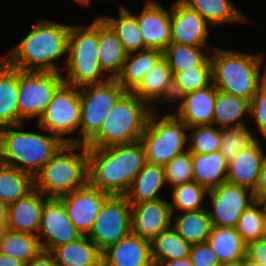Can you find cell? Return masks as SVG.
Listing matches in <instances>:
<instances>
[{"label":"cell","mask_w":266,"mask_h":266,"mask_svg":"<svg viewBox=\"0 0 266 266\" xmlns=\"http://www.w3.org/2000/svg\"><path fill=\"white\" fill-rule=\"evenodd\" d=\"M145 163L140 141L88 148V183L109 195L125 196Z\"/></svg>","instance_id":"6da1fadb"},{"label":"cell","mask_w":266,"mask_h":266,"mask_svg":"<svg viewBox=\"0 0 266 266\" xmlns=\"http://www.w3.org/2000/svg\"><path fill=\"white\" fill-rule=\"evenodd\" d=\"M70 25L40 20L3 58L25 71L60 72L56 62L67 56Z\"/></svg>","instance_id":"7a4b0ae2"},{"label":"cell","mask_w":266,"mask_h":266,"mask_svg":"<svg viewBox=\"0 0 266 266\" xmlns=\"http://www.w3.org/2000/svg\"><path fill=\"white\" fill-rule=\"evenodd\" d=\"M212 84L222 92L244 98L249 102L266 81V70L260 54H243L211 47Z\"/></svg>","instance_id":"3957f363"},{"label":"cell","mask_w":266,"mask_h":266,"mask_svg":"<svg viewBox=\"0 0 266 266\" xmlns=\"http://www.w3.org/2000/svg\"><path fill=\"white\" fill-rule=\"evenodd\" d=\"M24 126L0 128V162L35 177L64 142L40 126L46 135L23 131Z\"/></svg>","instance_id":"277c9868"},{"label":"cell","mask_w":266,"mask_h":266,"mask_svg":"<svg viewBox=\"0 0 266 266\" xmlns=\"http://www.w3.org/2000/svg\"><path fill=\"white\" fill-rule=\"evenodd\" d=\"M34 181L35 189L49 198L84 187L88 183V148L85 144L64 143Z\"/></svg>","instance_id":"5b68a950"},{"label":"cell","mask_w":266,"mask_h":266,"mask_svg":"<svg viewBox=\"0 0 266 266\" xmlns=\"http://www.w3.org/2000/svg\"><path fill=\"white\" fill-rule=\"evenodd\" d=\"M152 110L133 92L127 91L110 110L99 131L85 146L104 148L140 141Z\"/></svg>","instance_id":"8992f818"},{"label":"cell","mask_w":266,"mask_h":266,"mask_svg":"<svg viewBox=\"0 0 266 266\" xmlns=\"http://www.w3.org/2000/svg\"><path fill=\"white\" fill-rule=\"evenodd\" d=\"M98 17L85 25H70L68 38V51L66 57L67 70L63 81L76 87L102 83L110 77L105 76L99 66L98 55Z\"/></svg>","instance_id":"52a82bcc"},{"label":"cell","mask_w":266,"mask_h":266,"mask_svg":"<svg viewBox=\"0 0 266 266\" xmlns=\"http://www.w3.org/2000/svg\"><path fill=\"white\" fill-rule=\"evenodd\" d=\"M157 112V109L150 112L140 142L146 162L165 166L176 155L188 150V127L173 113L162 116Z\"/></svg>","instance_id":"ba28073f"},{"label":"cell","mask_w":266,"mask_h":266,"mask_svg":"<svg viewBox=\"0 0 266 266\" xmlns=\"http://www.w3.org/2000/svg\"><path fill=\"white\" fill-rule=\"evenodd\" d=\"M115 78L80 87L81 137H71V143L86 144L101 128L118 100L126 93Z\"/></svg>","instance_id":"9c48e42d"},{"label":"cell","mask_w":266,"mask_h":266,"mask_svg":"<svg viewBox=\"0 0 266 266\" xmlns=\"http://www.w3.org/2000/svg\"><path fill=\"white\" fill-rule=\"evenodd\" d=\"M62 75L59 72L18 69V125L33 117L39 120L55 91L64 82Z\"/></svg>","instance_id":"30bf717a"},{"label":"cell","mask_w":266,"mask_h":266,"mask_svg":"<svg viewBox=\"0 0 266 266\" xmlns=\"http://www.w3.org/2000/svg\"><path fill=\"white\" fill-rule=\"evenodd\" d=\"M80 121V87L63 82L55 91L43 115L36 122L38 126L57 136L62 142L71 143V138L63 135L79 130Z\"/></svg>","instance_id":"8fae6325"},{"label":"cell","mask_w":266,"mask_h":266,"mask_svg":"<svg viewBox=\"0 0 266 266\" xmlns=\"http://www.w3.org/2000/svg\"><path fill=\"white\" fill-rule=\"evenodd\" d=\"M131 233V207L126 196L110 195L87 234L101 251Z\"/></svg>","instance_id":"7c38bea8"},{"label":"cell","mask_w":266,"mask_h":266,"mask_svg":"<svg viewBox=\"0 0 266 266\" xmlns=\"http://www.w3.org/2000/svg\"><path fill=\"white\" fill-rule=\"evenodd\" d=\"M213 211H208L212 225L220 227H236L244 210L255 200L253 191L239 185L222 183L208 190Z\"/></svg>","instance_id":"4fadbf2b"},{"label":"cell","mask_w":266,"mask_h":266,"mask_svg":"<svg viewBox=\"0 0 266 266\" xmlns=\"http://www.w3.org/2000/svg\"><path fill=\"white\" fill-rule=\"evenodd\" d=\"M37 236L42 249L51 252L60 245L76 240L82 234L69 219L63 203L58 198H49L44 203Z\"/></svg>","instance_id":"5bb4252c"},{"label":"cell","mask_w":266,"mask_h":266,"mask_svg":"<svg viewBox=\"0 0 266 266\" xmlns=\"http://www.w3.org/2000/svg\"><path fill=\"white\" fill-rule=\"evenodd\" d=\"M110 195L87 183L84 187L63 194L58 199L67 210L69 219L82 235H87L104 201Z\"/></svg>","instance_id":"9a60e30c"},{"label":"cell","mask_w":266,"mask_h":266,"mask_svg":"<svg viewBox=\"0 0 266 266\" xmlns=\"http://www.w3.org/2000/svg\"><path fill=\"white\" fill-rule=\"evenodd\" d=\"M170 21L171 43L189 46H209L207 43L208 30L212 26L182 0L172 3Z\"/></svg>","instance_id":"2e32d148"},{"label":"cell","mask_w":266,"mask_h":266,"mask_svg":"<svg viewBox=\"0 0 266 266\" xmlns=\"http://www.w3.org/2000/svg\"><path fill=\"white\" fill-rule=\"evenodd\" d=\"M131 233L152 241L172 226L170 202L163 198L130 205Z\"/></svg>","instance_id":"e0dca14e"},{"label":"cell","mask_w":266,"mask_h":266,"mask_svg":"<svg viewBox=\"0 0 266 266\" xmlns=\"http://www.w3.org/2000/svg\"><path fill=\"white\" fill-rule=\"evenodd\" d=\"M134 15L149 49L164 51L171 44L170 9L166 10L155 0H146L140 14Z\"/></svg>","instance_id":"ac0fdd59"},{"label":"cell","mask_w":266,"mask_h":266,"mask_svg":"<svg viewBox=\"0 0 266 266\" xmlns=\"http://www.w3.org/2000/svg\"><path fill=\"white\" fill-rule=\"evenodd\" d=\"M102 266H154L150 241L128 234L102 251Z\"/></svg>","instance_id":"d6986e66"},{"label":"cell","mask_w":266,"mask_h":266,"mask_svg":"<svg viewBox=\"0 0 266 266\" xmlns=\"http://www.w3.org/2000/svg\"><path fill=\"white\" fill-rule=\"evenodd\" d=\"M217 88L211 84L203 89L181 96L175 103L174 113L188 128L212 125Z\"/></svg>","instance_id":"ffe728a7"},{"label":"cell","mask_w":266,"mask_h":266,"mask_svg":"<svg viewBox=\"0 0 266 266\" xmlns=\"http://www.w3.org/2000/svg\"><path fill=\"white\" fill-rule=\"evenodd\" d=\"M132 92L151 109H156L157 107L152 106L165 102L171 106L173 74L164 57L157 61Z\"/></svg>","instance_id":"44dd1931"},{"label":"cell","mask_w":266,"mask_h":266,"mask_svg":"<svg viewBox=\"0 0 266 266\" xmlns=\"http://www.w3.org/2000/svg\"><path fill=\"white\" fill-rule=\"evenodd\" d=\"M48 199L49 197L34 189L26 197L8 205L9 230L37 235L44 203Z\"/></svg>","instance_id":"7402d4cb"},{"label":"cell","mask_w":266,"mask_h":266,"mask_svg":"<svg viewBox=\"0 0 266 266\" xmlns=\"http://www.w3.org/2000/svg\"><path fill=\"white\" fill-rule=\"evenodd\" d=\"M266 152L256 139L228 163L227 183L244 186L253 191L263 166Z\"/></svg>","instance_id":"603a6c76"},{"label":"cell","mask_w":266,"mask_h":266,"mask_svg":"<svg viewBox=\"0 0 266 266\" xmlns=\"http://www.w3.org/2000/svg\"><path fill=\"white\" fill-rule=\"evenodd\" d=\"M51 253L58 266H102V251L87 235L56 247Z\"/></svg>","instance_id":"cb8c5ba5"},{"label":"cell","mask_w":266,"mask_h":266,"mask_svg":"<svg viewBox=\"0 0 266 266\" xmlns=\"http://www.w3.org/2000/svg\"><path fill=\"white\" fill-rule=\"evenodd\" d=\"M162 57L163 51L159 49L127 54L123 67L115 79L124 90L132 92Z\"/></svg>","instance_id":"d4e9b609"},{"label":"cell","mask_w":266,"mask_h":266,"mask_svg":"<svg viewBox=\"0 0 266 266\" xmlns=\"http://www.w3.org/2000/svg\"><path fill=\"white\" fill-rule=\"evenodd\" d=\"M98 55L102 71L109 73L110 78H116L127 57L121 41L113 30L98 17Z\"/></svg>","instance_id":"484cf974"},{"label":"cell","mask_w":266,"mask_h":266,"mask_svg":"<svg viewBox=\"0 0 266 266\" xmlns=\"http://www.w3.org/2000/svg\"><path fill=\"white\" fill-rule=\"evenodd\" d=\"M166 185L164 167L146 162L125 195L129 204L160 199L159 191Z\"/></svg>","instance_id":"4316f807"},{"label":"cell","mask_w":266,"mask_h":266,"mask_svg":"<svg viewBox=\"0 0 266 266\" xmlns=\"http://www.w3.org/2000/svg\"><path fill=\"white\" fill-rule=\"evenodd\" d=\"M18 69L0 60V128L18 125Z\"/></svg>","instance_id":"83f0119b"},{"label":"cell","mask_w":266,"mask_h":266,"mask_svg":"<svg viewBox=\"0 0 266 266\" xmlns=\"http://www.w3.org/2000/svg\"><path fill=\"white\" fill-rule=\"evenodd\" d=\"M193 181L207 190L227 181L228 162L218 150L209 154H192Z\"/></svg>","instance_id":"f1b7e54d"},{"label":"cell","mask_w":266,"mask_h":266,"mask_svg":"<svg viewBox=\"0 0 266 266\" xmlns=\"http://www.w3.org/2000/svg\"><path fill=\"white\" fill-rule=\"evenodd\" d=\"M207 242L220 263L246 260L247 244L234 227L212 226Z\"/></svg>","instance_id":"f546056e"},{"label":"cell","mask_w":266,"mask_h":266,"mask_svg":"<svg viewBox=\"0 0 266 266\" xmlns=\"http://www.w3.org/2000/svg\"><path fill=\"white\" fill-rule=\"evenodd\" d=\"M118 18L99 16L116 34L127 54L149 49L143 41L136 16L124 5L119 7Z\"/></svg>","instance_id":"4dcf8cb0"},{"label":"cell","mask_w":266,"mask_h":266,"mask_svg":"<svg viewBox=\"0 0 266 266\" xmlns=\"http://www.w3.org/2000/svg\"><path fill=\"white\" fill-rule=\"evenodd\" d=\"M212 226L208 208L172 214V227L190 245L206 242Z\"/></svg>","instance_id":"1f68e13d"},{"label":"cell","mask_w":266,"mask_h":266,"mask_svg":"<svg viewBox=\"0 0 266 266\" xmlns=\"http://www.w3.org/2000/svg\"><path fill=\"white\" fill-rule=\"evenodd\" d=\"M198 12L211 26L248 22V18L230 0H182Z\"/></svg>","instance_id":"d6a6232c"},{"label":"cell","mask_w":266,"mask_h":266,"mask_svg":"<svg viewBox=\"0 0 266 266\" xmlns=\"http://www.w3.org/2000/svg\"><path fill=\"white\" fill-rule=\"evenodd\" d=\"M249 109L248 100L217 90L212 125L219 128L246 125L244 116Z\"/></svg>","instance_id":"836d02e7"},{"label":"cell","mask_w":266,"mask_h":266,"mask_svg":"<svg viewBox=\"0 0 266 266\" xmlns=\"http://www.w3.org/2000/svg\"><path fill=\"white\" fill-rule=\"evenodd\" d=\"M35 189L34 177L0 162V200L7 205L26 197Z\"/></svg>","instance_id":"e575fe53"},{"label":"cell","mask_w":266,"mask_h":266,"mask_svg":"<svg viewBox=\"0 0 266 266\" xmlns=\"http://www.w3.org/2000/svg\"><path fill=\"white\" fill-rule=\"evenodd\" d=\"M207 47L171 43L163 51V57L174 76L178 72L193 69L195 66H211L210 56L205 51Z\"/></svg>","instance_id":"d590c367"},{"label":"cell","mask_w":266,"mask_h":266,"mask_svg":"<svg viewBox=\"0 0 266 266\" xmlns=\"http://www.w3.org/2000/svg\"><path fill=\"white\" fill-rule=\"evenodd\" d=\"M154 266L163 261L181 260L189 257L191 245L171 226L151 242Z\"/></svg>","instance_id":"8d00e7d4"},{"label":"cell","mask_w":266,"mask_h":266,"mask_svg":"<svg viewBox=\"0 0 266 266\" xmlns=\"http://www.w3.org/2000/svg\"><path fill=\"white\" fill-rule=\"evenodd\" d=\"M37 235L10 230L0 241V253L27 264L42 251Z\"/></svg>","instance_id":"74e56055"},{"label":"cell","mask_w":266,"mask_h":266,"mask_svg":"<svg viewBox=\"0 0 266 266\" xmlns=\"http://www.w3.org/2000/svg\"><path fill=\"white\" fill-rule=\"evenodd\" d=\"M212 84V67L195 66L173 76L172 105L183 95Z\"/></svg>","instance_id":"f35d334b"},{"label":"cell","mask_w":266,"mask_h":266,"mask_svg":"<svg viewBox=\"0 0 266 266\" xmlns=\"http://www.w3.org/2000/svg\"><path fill=\"white\" fill-rule=\"evenodd\" d=\"M207 193L208 190L195 181L172 187V203H170L172 214L176 209L180 210V213L204 209L201 204L204 203Z\"/></svg>","instance_id":"ab89813d"},{"label":"cell","mask_w":266,"mask_h":266,"mask_svg":"<svg viewBox=\"0 0 266 266\" xmlns=\"http://www.w3.org/2000/svg\"><path fill=\"white\" fill-rule=\"evenodd\" d=\"M265 211L263 201L255 200L239 217L235 228L246 244L262 239Z\"/></svg>","instance_id":"60d3db41"},{"label":"cell","mask_w":266,"mask_h":266,"mask_svg":"<svg viewBox=\"0 0 266 266\" xmlns=\"http://www.w3.org/2000/svg\"><path fill=\"white\" fill-rule=\"evenodd\" d=\"M220 137L219 151L228 163L257 139L247 125L220 128Z\"/></svg>","instance_id":"b9f144b4"},{"label":"cell","mask_w":266,"mask_h":266,"mask_svg":"<svg viewBox=\"0 0 266 266\" xmlns=\"http://www.w3.org/2000/svg\"><path fill=\"white\" fill-rule=\"evenodd\" d=\"M193 130L188 136V151L191 154H209L220 149V128L214 125H197L188 128Z\"/></svg>","instance_id":"7bdbcfd3"},{"label":"cell","mask_w":266,"mask_h":266,"mask_svg":"<svg viewBox=\"0 0 266 266\" xmlns=\"http://www.w3.org/2000/svg\"><path fill=\"white\" fill-rule=\"evenodd\" d=\"M163 167L166 184L171 188L193 181L192 154L188 150L176 155Z\"/></svg>","instance_id":"ee69618b"},{"label":"cell","mask_w":266,"mask_h":266,"mask_svg":"<svg viewBox=\"0 0 266 266\" xmlns=\"http://www.w3.org/2000/svg\"><path fill=\"white\" fill-rule=\"evenodd\" d=\"M249 115L254 118L258 131L266 138V81L250 101Z\"/></svg>","instance_id":"f6af8a7d"},{"label":"cell","mask_w":266,"mask_h":266,"mask_svg":"<svg viewBox=\"0 0 266 266\" xmlns=\"http://www.w3.org/2000/svg\"><path fill=\"white\" fill-rule=\"evenodd\" d=\"M189 258L193 266H219L221 264L207 241L191 245Z\"/></svg>","instance_id":"bcb514c9"},{"label":"cell","mask_w":266,"mask_h":266,"mask_svg":"<svg viewBox=\"0 0 266 266\" xmlns=\"http://www.w3.org/2000/svg\"><path fill=\"white\" fill-rule=\"evenodd\" d=\"M246 261L260 266H266L265 239H258L257 241L247 244Z\"/></svg>","instance_id":"7dc6e473"},{"label":"cell","mask_w":266,"mask_h":266,"mask_svg":"<svg viewBox=\"0 0 266 266\" xmlns=\"http://www.w3.org/2000/svg\"><path fill=\"white\" fill-rule=\"evenodd\" d=\"M253 197L257 201H263L266 198V156L258 176L257 184L253 189Z\"/></svg>","instance_id":"c3c4849f"},{"label":"cell","mask_w":266,"mask_h":266,"mask_svg":"<svg viewBox=\"0 0 266 266\" xmlns=\"http://www.w3.org/2000/svg\"><path fill=\"white\" fill-rule=\"evenodd\" d=\"M25 266H58L55 262L53 254L49 251L42 250L32 260H30Z\"/></svg>","instance_id":"681fc988"},{"label":"cell","mask_w":266,"mask_h":266,"mask_svg":"<svg viewBox=\"0 0 266 266\" xmlns=\"http://www.w3.org/2000/svg\"><path fill=\"white\" fill-rule=\"evenodd\" d=\"M0 266H25V263L0 253Z\"/></svg>","instance_id":"f907efd6"},{"label":"cell","mask_w":266,"mask_h":266,"mask_svg":"<svg viewBox=\"0 0 266 266\" xmlns=\"http://www.w3.org/2000/svg\"><path fill=\"white\" fill-rule=\"evenodd\" d=\"M155 266H193L190 258L181 259V260H171V261H163L157 263Z\"/></svg>","instance_id":"816d5d0a"},{"label":"cell","mask_w":266,"mask_h":266,"mask_svg":"<svg viewBox=\"0 0 266 266\" xmlns=\"http://www.w3.org/2000/svg\"><path fill=\"white\" fill-rule=\"evenodd\" d=\"M9 231L7 220H0V241L7 235Z\"/></svg>","instance_id":"f5cc1de1"},{"label":"cell","mask_w":266,"mask_h":266,"mask_svg":"<svg viewBox=\"0 0 266 266\" xmlns=\"http://www.w3.org/2000/svg\"><path fill=\"white\" fill-rule=\"evenodd\" d=\"M8 205L0 200V220H7Z\"/></svg>","instance_id":"db71d44e"},{"label":"cell","mask_w":266,"mask_h":266,"mask_svg":"<svg viewBox=\"0 0 266 266\" xmlns=\"http://www.w3.org/2000/svg\"><path fill=\"white\" fill-rule=\"evenodd\" d=\"M219 266H242V262L221 263Z\"/></svg>","instance_id":"11a10c76"},{"label":"cell","mask_w":266,"mask_h":266,"mask_svg":"<svg viewBox=\"0 0 266 266\" xmlns=\"http://www.w3.org/2000/svg\"><path fill=\"white\" fill-rule=\"evenodd\" d=\"M262 239H265L266 240V211H265V217H264V221H263Z\"/></svg>","instance_id":"9f6ffc18"},{"label":"cell","mask_w":266,"mask_h":266,"mask_svg":"<svg viewBox=\"0 0 266 266\" xmlns=\"http://www.w3.org/2000/svg\"><path fill=\"white\" fill-rule=\"evenodd\" d=\"M242 266H260L251 262H247L246 260L242 262Z\"/></svg>","instance_id":"6f0895ef"},{"label":"cell","mask_w":266,"mask_h":266,"mask_svg":"<svg viewBox=\"0 0 266 266\" xmlns=\"http://www.w3.org/2000/svg\"><path fill=\"white\" fill-rule=\"evenodd\" d=\"M75 1H77L78 3H82L83 5H88V4H90V1L91 0H75Z\"/></svg>","instance_id":"680465c9"},{"label":"cell","mask_w":266,"mask_h":266,"mask_svg":"<svg viewBox=\"0 0 266 266\" xmlns=\"http://www.w3.org/2000/svg\"><path fill=\"white\" fill-rule=\"evenodd\" d=\"M263 203H264V205H265V207H266V198L263 200Z\"/></svg>","instance_id":"91938a15"}]
</instances>
